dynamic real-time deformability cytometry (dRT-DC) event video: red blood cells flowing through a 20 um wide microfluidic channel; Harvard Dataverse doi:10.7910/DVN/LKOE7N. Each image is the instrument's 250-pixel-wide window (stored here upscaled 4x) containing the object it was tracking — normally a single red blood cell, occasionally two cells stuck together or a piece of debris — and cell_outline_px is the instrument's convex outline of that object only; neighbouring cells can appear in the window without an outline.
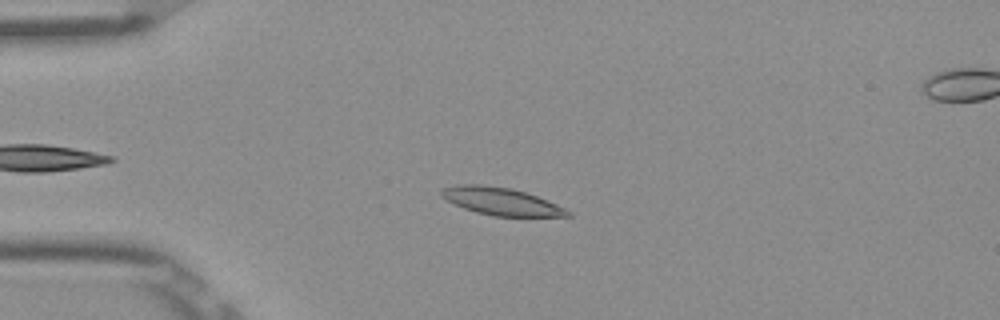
{"species": "Egyptian fruit bat (a non-hibernating species)", "species_latin": "Rousettus aegyptiacus", "temperature_condition": "room temperature", "stored_images_in_passage": 51, "camera_frame_rate_fps": 3000, "um_per_image_px": 0.085, "frame": {"image": 1, "passage_image": 12, "time_ms": 3.667, "image_size_px": [1000, 320], "cell_outline_px": [[572, 216], [492, 216], [476, 212], [464, 208], [440, 196], [440, 188], [456, 184], [480, 184], [512, 188], [536, 196], [556, 204], [572, 212]], "centroid_in_image_um": [42.55, 17.1], "position_along_channel_um": 42.4, "area_um2": 20.17}}
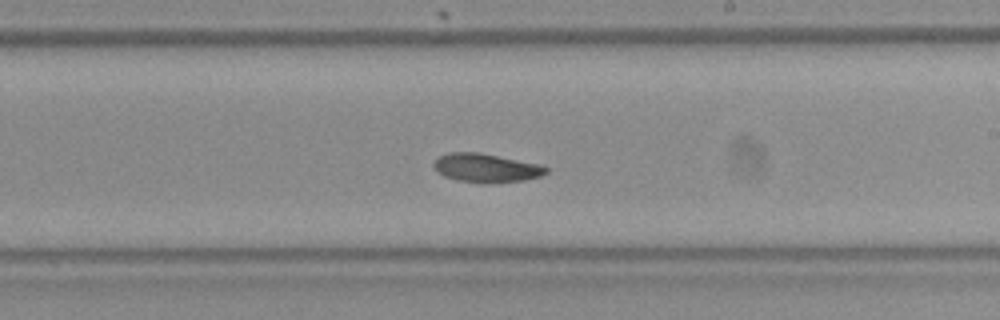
{"frame": {"image": 2, "passage_image": 30, "time_ms": 9.667, "image_size_px": [1000, 320], "cell_outline_px": [[548, 172], [540, 176], [524, 180], [492, 184], [484, 184], [456, 180], [444, 176], [432, 164], [440, 156], [448, 152], [480, 152], [540, 164], [548, 168]], "centroid_in_image_um": [41.35, 14.28], "position_along_channel_um": 247.7, "area_um2": 18.96}}
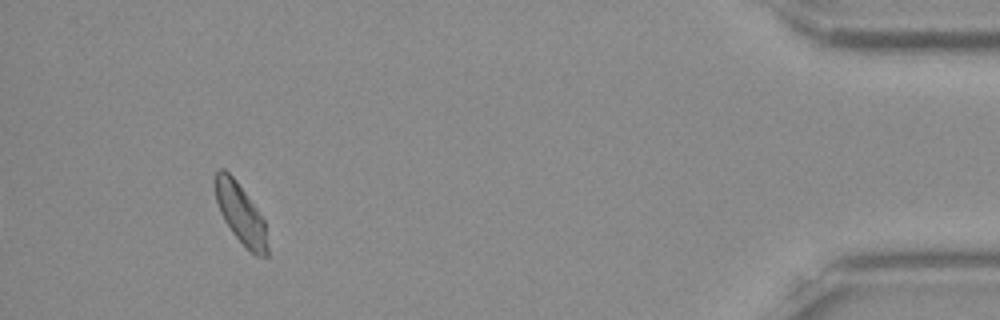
{"frame": {"image": 3, "passage_image": 48, "time_ms": 15.667, "image_size_px": [1000, 320], "cell_outline_px": [[268, 256], [256, 256], [232, 232], [224, 220], [220, 212], [216, 200], [212, 180], [216, 172], [220, 168], [224, 168], [236, 180], [256, 208], [264, 220], [268, 248]], "centroid_in_image_um": [20.41, 18.11], "position_along_channel_um": 414.8, "area_um2": 18.15}, "authors_computed_cell_mechanics": {"area_um2": 18.9584, "velocity_mm_per_s": 3.8611, "shape_relaxation_time_tau1_ms": 6.4655, "shape_relaxation_time_tau2_ms": null, "deformation_change_tau1": 0.1593, "deformation_change_tau2": null}}